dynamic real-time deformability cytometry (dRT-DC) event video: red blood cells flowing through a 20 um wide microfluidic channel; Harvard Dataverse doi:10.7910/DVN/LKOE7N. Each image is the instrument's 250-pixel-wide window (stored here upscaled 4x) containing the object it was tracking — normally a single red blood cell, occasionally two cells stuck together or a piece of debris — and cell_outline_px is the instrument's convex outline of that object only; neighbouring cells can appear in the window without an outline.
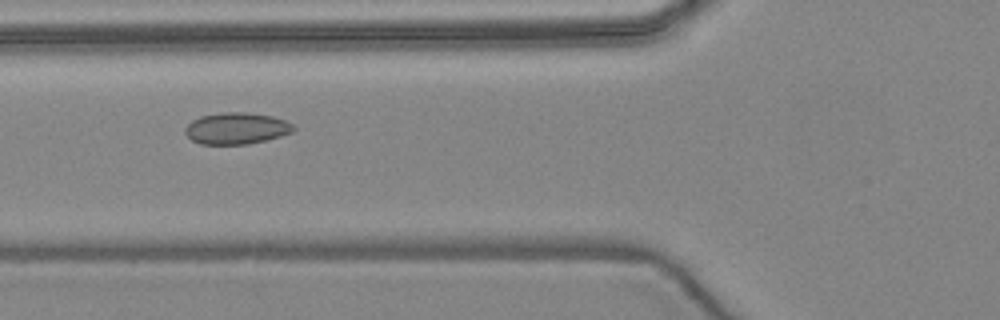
{"species": "common noctule bat (a hibernating species)", "species_latin": "Nyctalus noctula", "temperature_condition": "warm", "stored_images_in_passage": 6, "camera_frame_rate_fps": 3000, "um_per_image_px": 0.085, "animal": {"sex": "female", "body_mass_g": 24.6, "forearm_length_mm": 56.2}, "frame": {"image": 1, "passage_image": 5, "time_ms": 5.667, "image_size_px": [1000, 320], "cell_outline_px": [[296, 128], [292, 132], [280, 136], [248, 144], [200, 144], [192, 140], [184, 132], [184, 128], [192, 120], [200, 116], [220, 112], [248, 112], [272, 116], [284, 120], [292, 124]], "centroid_in_image_um": [20.07, 10.9], "position_along_channel_um": 105.7, "area_um2": 19.94}}
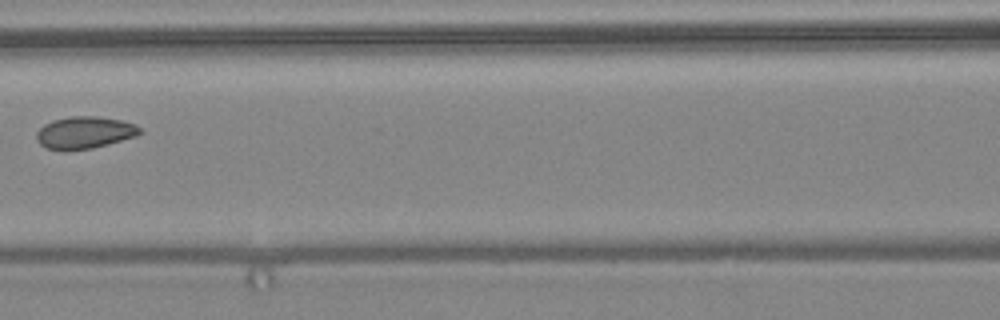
{"frame": {"image": 2, "passage_image": 6, "time_ms": 7.0, "image_size_px": [1000, 320], "cell_outline_px": [[144, 132], [136, 136], [108, 144], [92, 148], [48, 148], [40, 144], [36, 140], [36, 132], [44, 124], [52, 120], [72, 116], [96, 116], [120, 120], [136, 124]], "centroid_in_image_um": [7.22, 11.23], "position_along_channel_um": 159.4, "area_um2": 18.96}}